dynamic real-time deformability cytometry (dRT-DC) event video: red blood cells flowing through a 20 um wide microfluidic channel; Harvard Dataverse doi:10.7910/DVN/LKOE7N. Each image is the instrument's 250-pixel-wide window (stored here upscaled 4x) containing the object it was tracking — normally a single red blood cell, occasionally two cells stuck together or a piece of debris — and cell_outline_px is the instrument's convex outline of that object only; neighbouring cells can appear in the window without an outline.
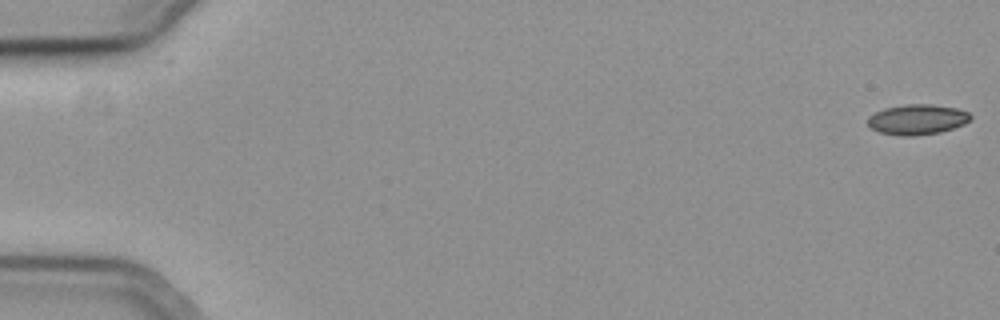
{"species": "common noctule bat (a hibernating species)", "species_latin": "Nyctalus noctula", "temperature_condition": "cold", "stored_images_in_passage": 57, "camera_frame_rate_fps": 3000, "um_per_image_px": 0.085, "animal": {"sex": "female", "body_mass_g": 19.3, "forearm_length_mm": 54.1}, "frame": {"image": 1, "passage_image": 1, "time_ms": 0.0, "image_size_px": [1000, 320], "cell_outline_px": [[972, 116], [964, 124], [940, 132], [912, 136], [900, 136], [880, 132], [872, 128], [868, 124], [868, 116], [884, 108], [904, 104], [932, 104], [956, 108], [968, 112]], "centroid_in_image_um": [77.95, 10.15], "position_along_channel_um": 7.0, "area_um2": 18.03}}
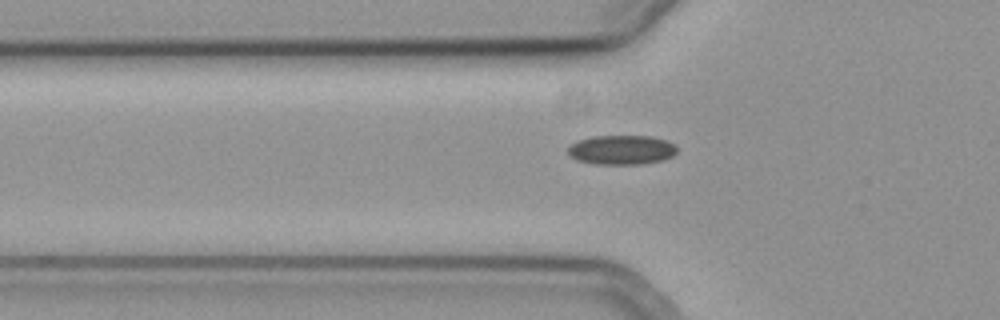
{"frame": {"image": 2, "passage_image": 20, "time_ms": 6.333, "image_size_px": [1000, 320], "cell_outline_px": [[676, 152], [672, 156], [664, 160], [644, 164], [596, 164], [576, 160], [568, 156], [568, 148], [576, 140], [592, 136], [652, 136], [676, 144]], "centroid_in_image_um": [52.82, 12.74], "position_along_channel_um": 73.0, "area_um2": 18.9}}
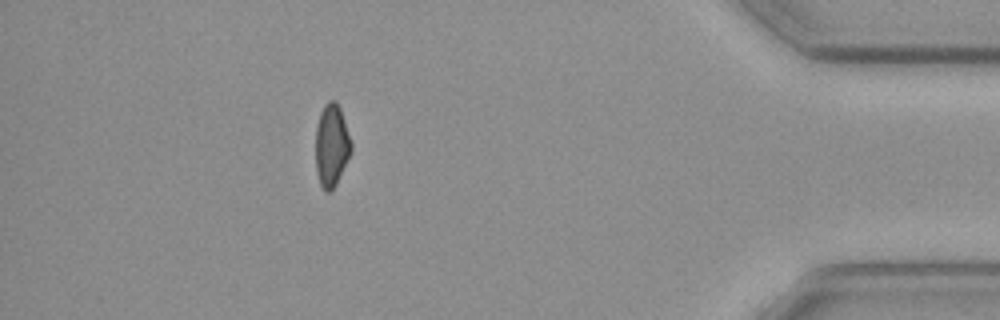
{"frame": {"image": 3, "passage_image": 51, "time_ms": 16.667, "image_size_px": [1000, 320], "cell_outline_px": [[352, 152], [336, 184], [328, 192], [324, 192], [320, 184], [316, 172], [316, 124], [320, 112], [324, 104], [328, 100], [336, 100], [340, 108], [352, 144]], "centroid_in_image_um": [28.18, 12.34], "position_along_channel_um": 407.0, "area_um2": 17.22}}